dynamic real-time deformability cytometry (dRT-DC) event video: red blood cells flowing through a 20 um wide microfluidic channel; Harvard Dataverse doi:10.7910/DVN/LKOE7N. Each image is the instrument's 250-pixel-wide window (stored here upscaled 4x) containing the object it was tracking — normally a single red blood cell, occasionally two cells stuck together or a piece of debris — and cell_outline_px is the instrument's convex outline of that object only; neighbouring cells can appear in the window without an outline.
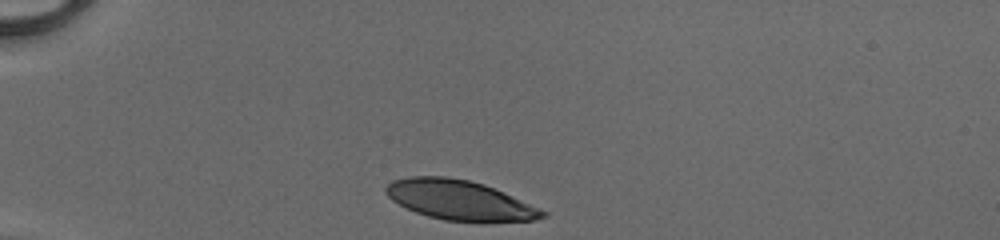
{"species": "human", "species_latin": "Homo sapiens", "temperature_condition": "cold", "stored_images_in_passage": 30, "camera_frame_rate_fps": 3000, "um_per_image_px": 0.085, "donor": {"sex": "male"}, "frame": {"image": 1, "passage_image": 1, "time_ms": 0.0, "image_size_px": [1000, 240], "cell_outline_px": [[548, 216], [536, 220], [484, 224], [444, 220], [428, 216], [416, 212], [392, 200], [384, 192], [384, 188], [392, 180], [408, 176], [444, 176], [468, 180], [484, 184], [504, 192], [540, 208], [548, 212]], "centroid_in_image_um": [39.13, 17.05], "position_along_channel_um": 45.9, "area_um2": 37.05}}
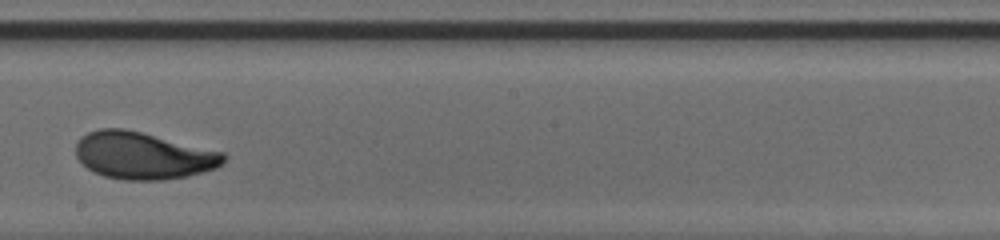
{"frame": {"image": 2, "passage_image": 18, "time_ms": 5.667, "image_size_px": [1000, 240], "cell_outline_px": [[228, 156], [216, 168], [188, 176], [160, 180], [124, 180], [104, 176], [88, 168], [76, 156], [76, 140], [80, 136], [88, 132], [100, 128], [124, 128], [224, 152]], "centroid_in_image_um": [12.15, 13.22], "position_along_channel_um": 236.0, "area_um2": 40.52}}
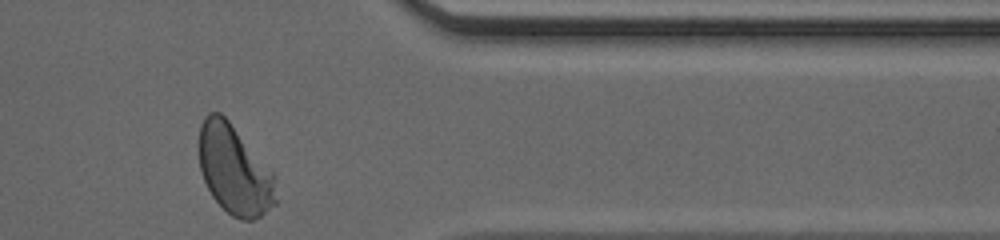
{"frame": {"image": 3, "passage_image": 30, "time_ms": 9.667, "image_size_px": [1000, 240], "cell_outline_px": [[280, 200], [276, 204], [260, 216], [252, 220], [240, 220], [232, 216], [212, 196], [204, 180], [200, 168], [200, 124], [204, 116], [208, 112], [220, 112], [228, 120], [276, 176]], "centroid_in_image_um": [19.97, 14.47], "position_along_channel_um": 391.4, "area_um2": 40.11}, "authors_computed_cell_mechanics": {"area_um2": 39.6219, "velocity_mm_per_s": 4.1157, "shape_relaxation_time_tau1_ms": 2.8771, "shape_relaxation_time_tau2_ms": 0.6915, "deformation_change_tau1": 0.1627, "deformation_change_tau2": 0.0607}}